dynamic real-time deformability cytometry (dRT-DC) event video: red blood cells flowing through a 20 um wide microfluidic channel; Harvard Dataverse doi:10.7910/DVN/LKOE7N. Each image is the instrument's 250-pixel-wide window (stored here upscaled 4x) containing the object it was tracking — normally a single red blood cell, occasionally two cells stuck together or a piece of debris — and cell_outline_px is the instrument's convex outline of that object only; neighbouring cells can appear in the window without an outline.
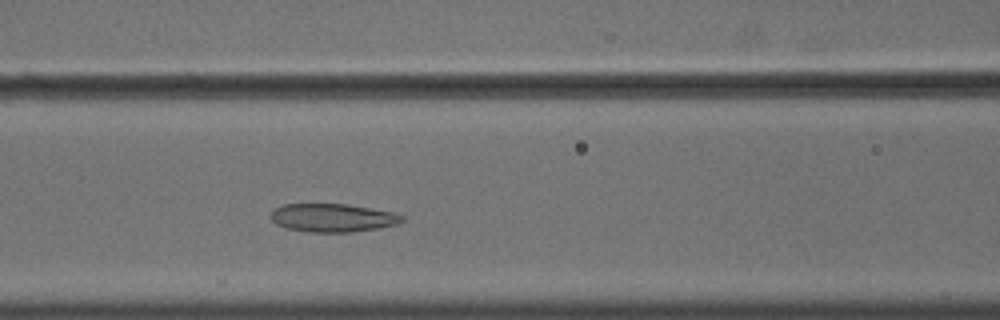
{"species": "common noctule bat (a hibernating species)", "species_latin": "Nyctalus noctula", "temperature_condition": "cold", "stored_images_in_passage": 46, "camera_frame_rate_fps": 3000, "um_per_image_px": 0.085, "animal": {"sex": "male", "body_mass_g": 18.8}, "frame": {"image": 1, "passage_image": 15, "time_ms": 4.667, "image_size_px": [1000, 320], "cell_outline_px": [[404, 220], [400, 224], [380, 228], [352, 232], [308, 232], [284, 228], [276, 224], [272, 220], [272, 212], [276, 208], [284, 204], [348, 204], [392, 212], [404, 216]], "centroid_in_image_um": [28.31, 18.52], "position_along_channel_um": 138.3, "area_um2": 21.73}}
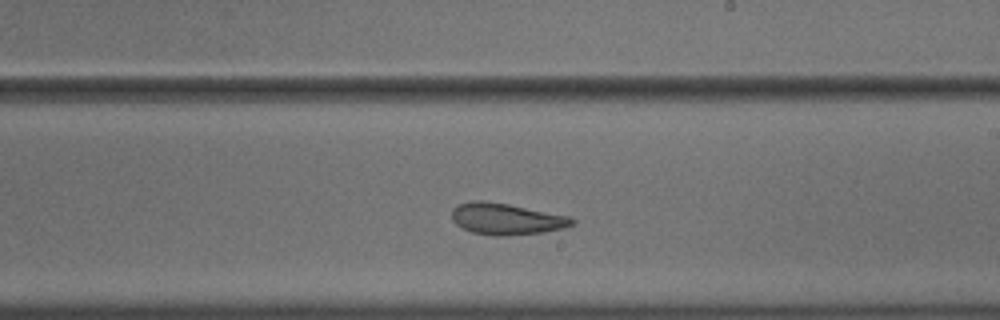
{"frame": {"image": 2, "passage_image": 24, "time_ms": 7.667, "image_size_px": [1000, 320], "cell_outline_px": [[576, 220], [572, 224], [564, 228], [544, 232], [500, 236], [492, 236], [472, 232], [460, 228], [452, 220], [452, 208], [460, 204], [472, 200], [484, 200], [508, 204], [568, 216]], "centroid_in_image_um": [42.99, 18.61], "position_along_channel_um": 246.0, "area_um2": 22.02}}
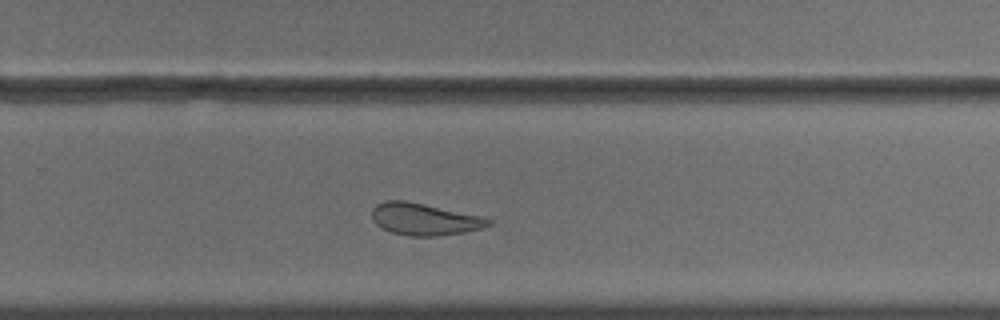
{"frame": {"image": 3, "passage_image": 28, "time_ms": 9.0, "image_size_px": [1000, 320], "cell_outline_px": [[492, 224], [480, 228], [460, 232], [436, 236], [408, 236], [392, 232], [380, 228], [372, 220], [372, 208], [376, 204], [384, 200], [404, 200], [484, 216], [492, 220]], "centroid_in_image_um": [36.03, 18.62], "position_along_channel_um": 293.8, "area_um2": 21.73}, "authors_computed_cell_mechanics": {"area_um2": 23.4668, "velocity_mm_per_s": 3.5955, "shape_relaxation_time_tau1_ms": null, "shape_relaxation_time_tau2_ms": 3.5078, "deformation_change_tau1": null, "deformation_change_tau2": 0.1108}}